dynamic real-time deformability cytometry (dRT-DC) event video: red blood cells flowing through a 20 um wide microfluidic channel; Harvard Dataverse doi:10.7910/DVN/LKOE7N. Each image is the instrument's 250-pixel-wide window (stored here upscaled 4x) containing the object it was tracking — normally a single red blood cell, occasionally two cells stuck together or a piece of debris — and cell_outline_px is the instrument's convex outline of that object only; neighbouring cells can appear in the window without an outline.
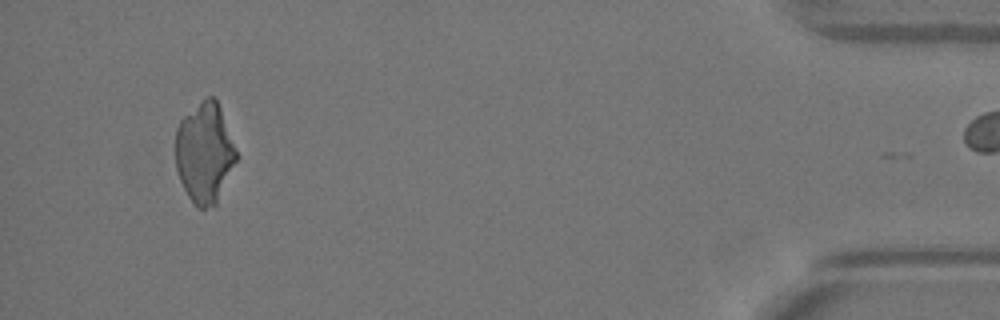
{"species": "Egyptian fruit bat (a non-hibernating species)", "species_latin": "Rousettus aegyptiacus", "temperature_condition": "warm", "stored_images_in_passage": 47, "camera_frame_rate_fps": 3000, "um_per_image_px": 0.085, "animal": {"sex": "female"}, "frame": {"image": 1, "passage_image": 46, "time_ms": 15.0, "image_size_px": [1000, 320], "cell_outline_px": [[236, 160], [216, 204], [204, 208], [196, 208], [188, 196], [180, 180], [176, 168], [176, 128], [180, 120], [184, 116], [208, 96], [216, 96], [236, 152]], "centroid_in_image_um": [17.36, 13.0], "position_along_channel_um": 417.8, "area_um2": 34.91}}